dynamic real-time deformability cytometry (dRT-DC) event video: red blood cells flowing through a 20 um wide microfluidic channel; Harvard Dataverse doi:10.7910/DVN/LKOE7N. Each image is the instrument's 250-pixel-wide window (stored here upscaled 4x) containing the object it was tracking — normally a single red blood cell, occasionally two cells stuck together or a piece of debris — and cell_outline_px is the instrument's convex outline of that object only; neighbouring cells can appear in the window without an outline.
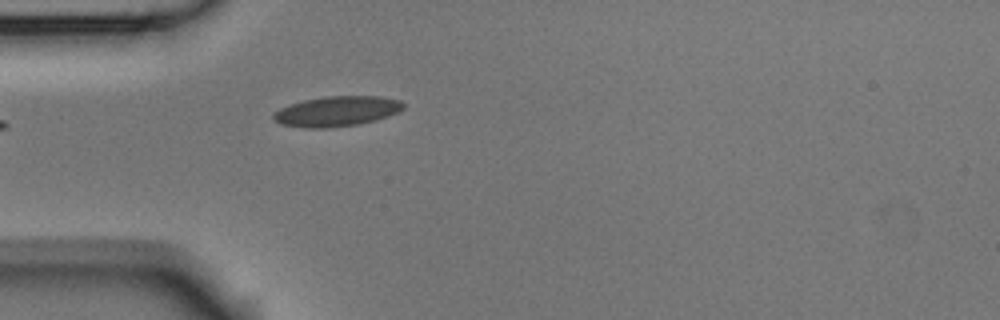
{"species": "Egyptian fruit bat (a non-hibernating species)", "species_latin": "Rousettus aegyptiacus", "temperature_condition": "room temperature", "stored_images_in_passage": 4, "camera_frame_rate_fps": 3000, "um_per_image_px": 0.085, "animal": {"sex": "male"}, "frame": {"image": 1, "passage_image": 4, "time_ms": 1.0, "image_size_px": [1000, 320], "cell_outline_px": [[404, 108], [388, 116], [376, 120], [356, 124], [328, 128], [304, 128], [280, 124], [272, 116], [280, 108], [304, 100], [324, 96], [380, 96], [400, 100], [404, 104]], "centroid_in_image_um": [28.64, 9.45], "position_along_channel_um": 56.4, "area_um2": 22.66}}